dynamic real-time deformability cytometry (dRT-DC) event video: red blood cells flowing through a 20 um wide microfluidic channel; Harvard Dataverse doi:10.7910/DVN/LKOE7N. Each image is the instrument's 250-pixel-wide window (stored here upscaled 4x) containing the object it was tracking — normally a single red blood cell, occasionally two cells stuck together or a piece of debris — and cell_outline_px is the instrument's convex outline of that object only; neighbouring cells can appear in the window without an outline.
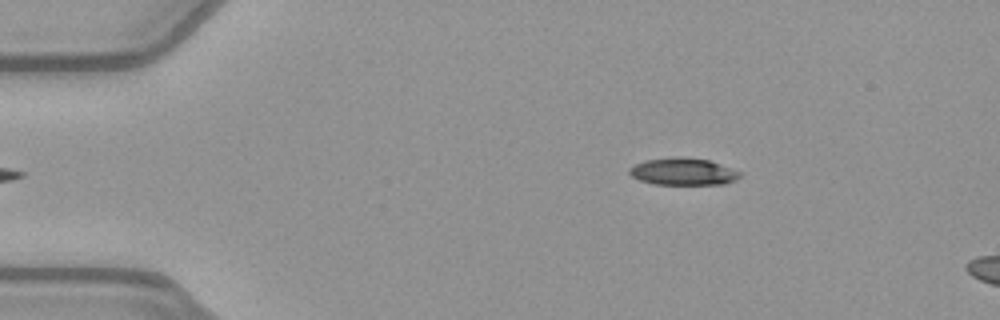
{"species": "common noctule bat (a hibernating species)", "species_latin": "Nyctalus noctula", "temperature_condition": "warm", "stored_images_in_passage": 6, "camera_frame_rate_fps": 3000, "um_per_image_px": 0.085, "animal": {"sex": "female", "body_mass_g": 21.9}, "frame": {"image": 1, "passage_image": 2, "time_ms": 0.333, "image_size_px": [1000, 320], "cell_outline_px": [[740, 176], [736, 180], [724, 184], [652, 184], [640, 180], [632, 176], [628, 172], [628, 168], [644, 160], [672, 156], [680, 156], [708, 160], [720, 164], [740, 172]], "centroid_in_image_um": [58.02, 14.57], "position_along_channel_um": 27.0, "area_um2": 17.51}}